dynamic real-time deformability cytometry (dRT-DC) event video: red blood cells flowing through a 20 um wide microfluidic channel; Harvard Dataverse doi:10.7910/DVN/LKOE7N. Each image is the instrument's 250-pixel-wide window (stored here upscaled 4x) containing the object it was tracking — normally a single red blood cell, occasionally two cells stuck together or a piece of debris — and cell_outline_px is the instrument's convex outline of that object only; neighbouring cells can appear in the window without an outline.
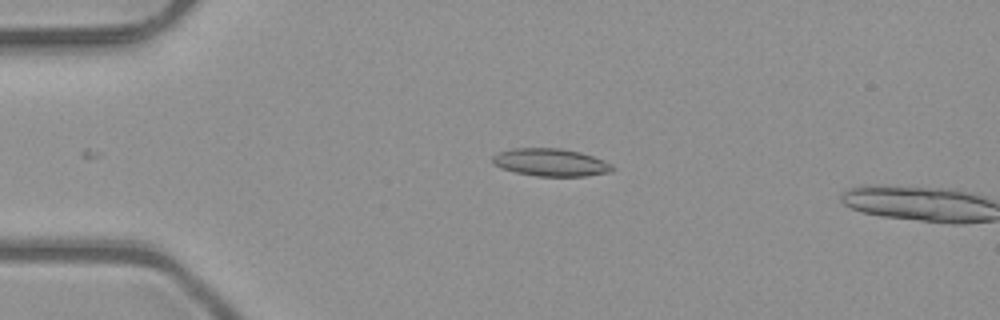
{"species": "common noctule bat (a hibernating species)", "species_latin": "Nyctalus noctula", "temperature_condition": "room temperature", "stored_images_in_passage": 5, "camera_frame_rate_fps": 3000, "um_per_image_px": 0.085, "animal": {"sex": "male", "body_mass_g": 23.1, "forearm_length_mm": 52.7}, "frame": {"image": 1, "passage_image": 4, "time_ms": 1.0, "image_size_px": [1000, 320], "cell_outline_px": [[616, 168], [612, 172], [584, 176], [536, 176], [516, 172], [500, 168], [492, 164], [492, 156], [496, 152], [512, 148], [560, 148], [580, 152], [604, 160], [612, 164]], "centroid_in_image_um": [46.79, 13.8], "position_along_channel_um": 38.2, "area_um2": 19.54}}